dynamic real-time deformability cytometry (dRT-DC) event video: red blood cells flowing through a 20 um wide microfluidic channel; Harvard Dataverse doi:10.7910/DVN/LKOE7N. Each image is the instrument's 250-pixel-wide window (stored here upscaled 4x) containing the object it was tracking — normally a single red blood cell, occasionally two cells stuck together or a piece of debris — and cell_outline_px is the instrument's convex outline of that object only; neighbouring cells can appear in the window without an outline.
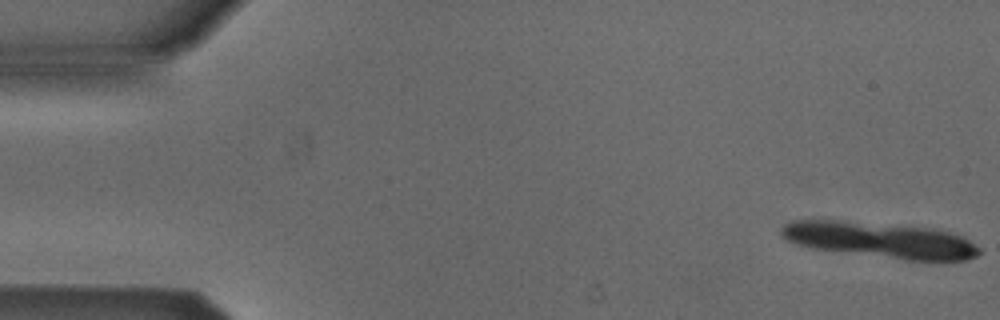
{"species": "Egyptian fruit bat (a non-hibernating species)", "species_latin": "Rousettus aegyptiacus", "temperature_condition": "cold", "stored_images_in_passage": 9, "camera_frame_rate_fps": 3000, "um_per_image_px": 0.085, "animal": {"sex": "male"}, "frame": {"image": 1, "passage_image": 1, "time_ms": 0.0, "image_size_px": [1000, 320], "cell_outline_px": [[980, 252], [976, 256], [964, 260], [908, 260], [808, 248], [796, 244], [780, 236], [780, 228], [788, 220], [836, 220], [928, 228], [948, 232], [960, 236], [968, 240], [980, 248]], "centroid_in_image_um": [74.72, 20.4], "position_along_channel_um": 10.3, "area_um2": 40.92}}